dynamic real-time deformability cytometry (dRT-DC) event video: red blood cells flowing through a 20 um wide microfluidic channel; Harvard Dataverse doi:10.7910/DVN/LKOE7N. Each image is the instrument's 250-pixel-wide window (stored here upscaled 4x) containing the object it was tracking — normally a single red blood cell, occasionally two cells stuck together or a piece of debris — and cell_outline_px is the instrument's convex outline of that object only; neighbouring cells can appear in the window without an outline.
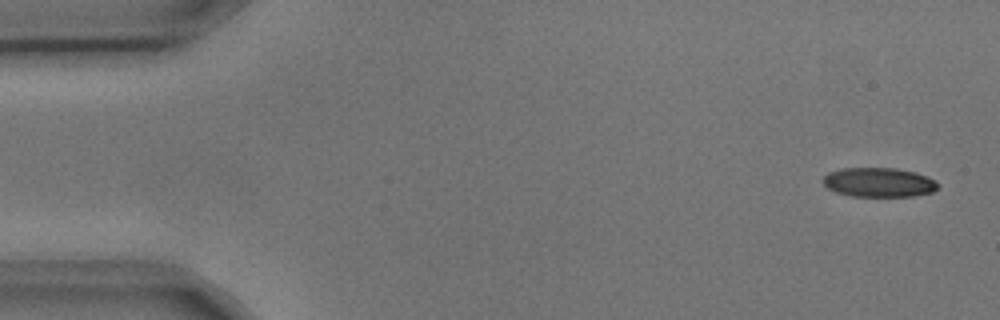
{"species": "common noctule bat (a hibernating species)", "species_latin": "Nyctalus noctula", "temperature_condition": "cold", "stored_images_in_passage": 6, "camera_frame_rate_fps": 3000, "um_per_image_px": 0.085, "animal": {"sex": "male", "body_mass_g": 17.9, "forearm_length_mm": 54.2}, "frame": {"image": 1, "passage_image": 1, "time_ms": 0.0, "image_size_px": [1000, 320], "cell_outline_px": [[940, 184], [932, 192], [912, 196], [852, 196], [836, 192], [828, 188], [820, 180], [828, 172], [840, 168], [896, 168], [916, 172], [928, 176], [936, 180]], "centroid_in_image_um": [74.7, 15.49], "position_along_channel_um": 10.3, "area_um2": 19.83}}
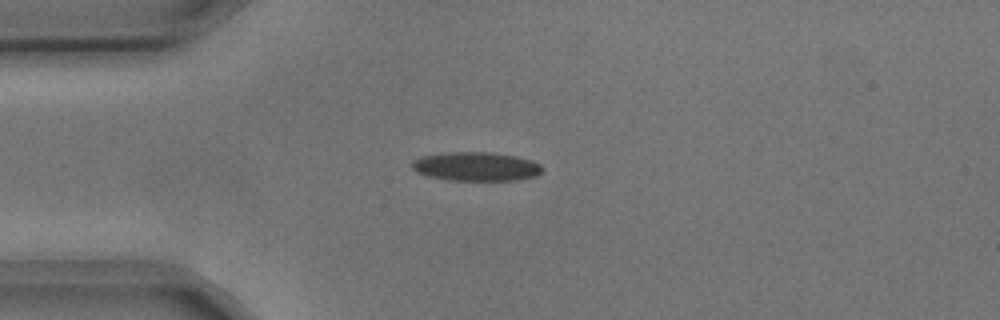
{"frame": {"image": 2, "passage_image": 4, "time_ms": 1.0, "image_size_px": [1000, 320], "cell_outline_px": [[544, 168], [536, 176], [516, 180], [448, 180], [428, 176], [416, 172], [412, 168], [412, 160], [420, 156], [444, 152], [492, 152], [516, 156], [532, 160], [540, 164]], "centroid_in_image_um": [40.45, 14.14], "position_along_channel_um": 44.5, "area_um2": 22.14}}
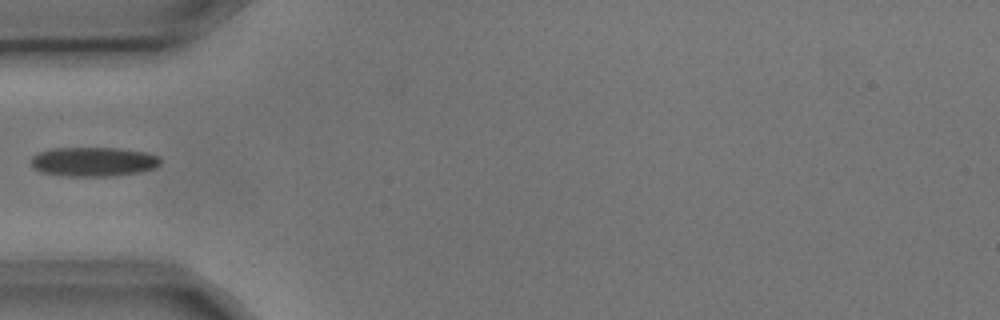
{"frame": {"image": 3, "passage_image": 5, "time_ms": 1.333, "image_size_px": [1000, 320], "cell_outline_px": [[160, 164], [156, 168], [116, 176], [64, 176], [40, 172], [32, 168], [32, 156], [40, 152], [52, 148], [120, 148], [144, 152], [160, 156]], "centroid_in_image_um": [7.94, 13.75], "position_along_channel_um": 77.1, "area_um2": 22.2}}